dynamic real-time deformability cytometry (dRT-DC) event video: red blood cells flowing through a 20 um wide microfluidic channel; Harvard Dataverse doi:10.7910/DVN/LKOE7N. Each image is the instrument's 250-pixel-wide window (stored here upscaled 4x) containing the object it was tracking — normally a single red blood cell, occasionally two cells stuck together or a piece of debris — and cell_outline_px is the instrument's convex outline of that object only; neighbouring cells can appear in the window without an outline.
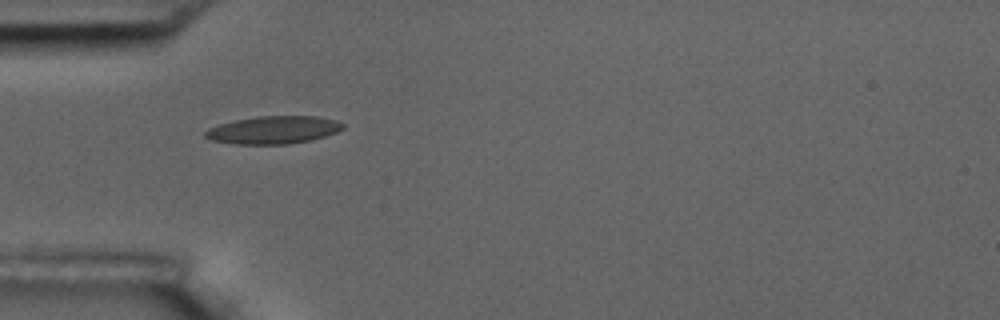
{"species": "common noctule bat (a hibernating species)", "species_latin": "Nyctalus noctula", "temperature_condition": "room temperature", "stored_images_in_passage": 11, "camera_frame_rate_fps": 3000, "um_per_image_px": 0.085, "animal": {"sex": "male", "body_mass_g": 17.5, "forearm_length_mm": 52.3}, "frame": {"image": 1, "passage_image": 1, "time_ms": 0.0, "image_size_px": [1000, 320], "cell_outline_px": [[344, 128], [336, 132], [312, 140], [288, 144], [236, 144], [212, 140], [204, 136], [204, 132], [208, 128], [220, 124], [236, 120], [256, 116], [316, 116], [336, 120], [344, 124]], "centroid_in_image_um": [23.24, 11.04], "position_along_channel_um": 61.8, "area_um2": 22.2}}
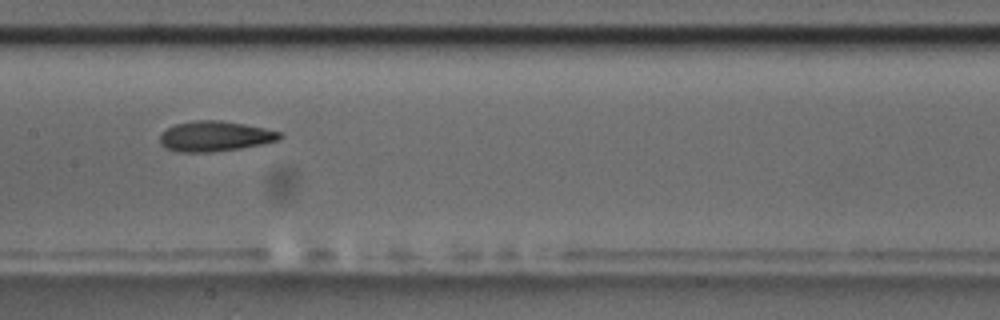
{"frame": {"image": 2, "passage_image": 4, "time_ms": 3.667, "image_size_px": [1000, 320], "cell_outline_px": [[284, 136], [280, 140], [240, 148], [208, 152], [180, 152], [164, 148], [160, 144], [160, 136], [168, 128], [176, 124], [196, 120], [220, 120], [244, 124], [264, 128], [280, 132]], "centroid_in_image_um": [18.27, 11.58], "position_along_channel_um": 189.1, "area_um2": 20.98}}
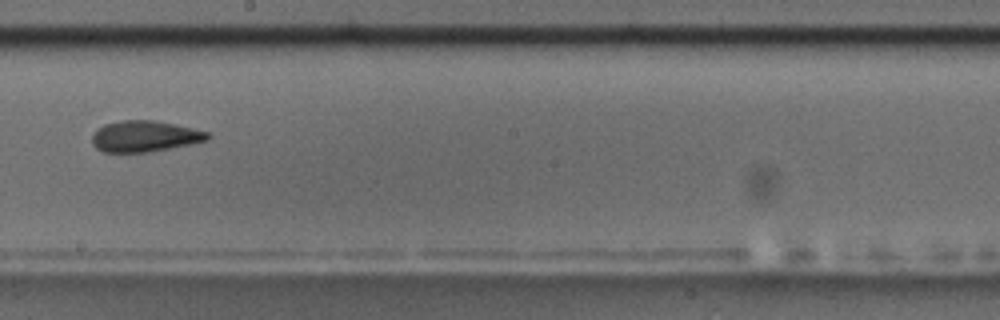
{"frame": {"image": 3, "passage_image": 5, "time_ms": 5.0, "image_size_px": [1000, 320], "cell_outline_px": [[212, 136], [208, 140], [192, 144], [148, 152], [104, 152], [96, 148], [92, 144], [92, 136], [96, 128], [104, 124], [120, 120], [156, 120], [192, 128], [208, 132]], "centroid_in_image_um": [12.29, 11.58], "position_along_channel_um": 235.9, "area_um2": 21.1}, "authors_computed_cell_mechanics": {"area_um2": 21.097, "velocity_mm_per_s": 3.5266, "shape_relaxation_time_tau1_ms": 2.5227, "shape_relaxation_time_tau2_ms": 2.5163, "deformation_change_tau1": 0.0907, "deformation_change_tau2": 0.0894}}